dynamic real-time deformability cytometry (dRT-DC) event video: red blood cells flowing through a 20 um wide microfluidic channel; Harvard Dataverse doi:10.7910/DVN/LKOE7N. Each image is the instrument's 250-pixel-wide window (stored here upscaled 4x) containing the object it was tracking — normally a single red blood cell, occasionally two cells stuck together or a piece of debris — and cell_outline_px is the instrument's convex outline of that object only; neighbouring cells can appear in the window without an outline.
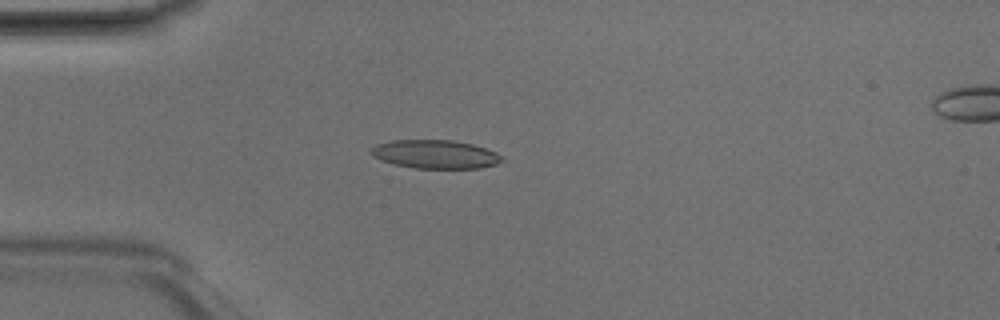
{"species": "Egyptian fruit bat (a non-hibernating species)", "species_latin": "Rousettus aegyptiacus", "temperature_condition": "room temperature", "stored_images_in_passage": 4, "camera_frame_rate_fps": 3000, "um_per_image_px": 0.085, "animal": {"sex": "male"}, "frame": {"image": 1, "passage_image": 3, "time_ms": 0.667, "image_size_px": [1000, 320], "cell_outline_px": [[504, 160], [496, 164], [480, 168], [416, 168], [392, 164], [380, 160], [372, 156], [372, 148], [376, 144], [392, 140], [452, 140], [472, 144], [496, 152]], "centroid_in_image_um": [36.97, 13.11], "position_along_channel_um": 48.0, "area_um2": 21.68}}